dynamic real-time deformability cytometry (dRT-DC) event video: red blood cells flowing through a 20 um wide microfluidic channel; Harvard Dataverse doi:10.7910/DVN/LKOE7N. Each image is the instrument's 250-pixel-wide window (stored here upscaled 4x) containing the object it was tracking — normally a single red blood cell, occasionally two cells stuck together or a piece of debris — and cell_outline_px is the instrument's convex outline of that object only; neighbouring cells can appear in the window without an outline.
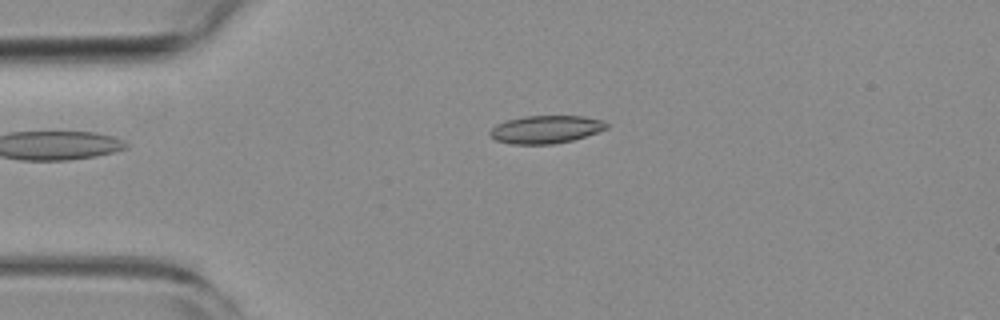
{"species": "common noctule bat (a hibernating species)", "species_latin": "Nyctalus noctula", "temperature_condition": "room temperature", "stored_images_in_passage": 12, "camera_frame_rate_fps": 3000, "um_per_image_px": 0.085, "animal": {"sex": "female", "body_mass_g": 19.3, "forearm_length_mm": 54.1}, "frame": {"image": 1, "passage_image": 1, "time_ms": 0.0, "image_size_px": [1000, 320], "cell_outline_px": [[608, 128], [572, 140], [552, 144], [512, 144], [496, 140], [488, 132], [496, 124], [508, 120], [524, 116], [584, 116], [604, 120], [608, 124]], "centroid_in_image_um": [46.4, 10.99], "position_along_channel_um": 38.6, "area_um2": 18.79}}
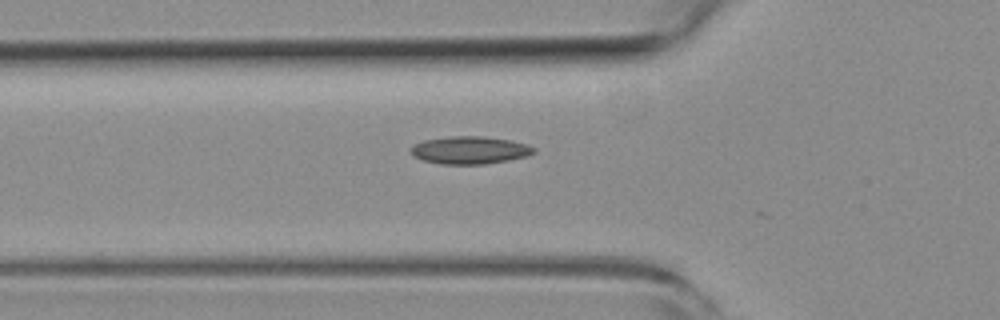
{"frame": {"image": 2, "passage_image": 7, "time_ms": 2.0, "image_size_px": [1000, 320], "cell_outline_px": [[536, 152], [524, 156], [508, 160], [484, 164], [440, 164], [424, 160], [412, 156], [408, 152], [412, 144], [424, 140], [448, 136], [484, 136], [512, 140], [528, 144], [536, 148]], "centroid_in_image_um": [39.9, 12.75], "position_along_channel_um": 85.9, "area_um2": 20.06}}
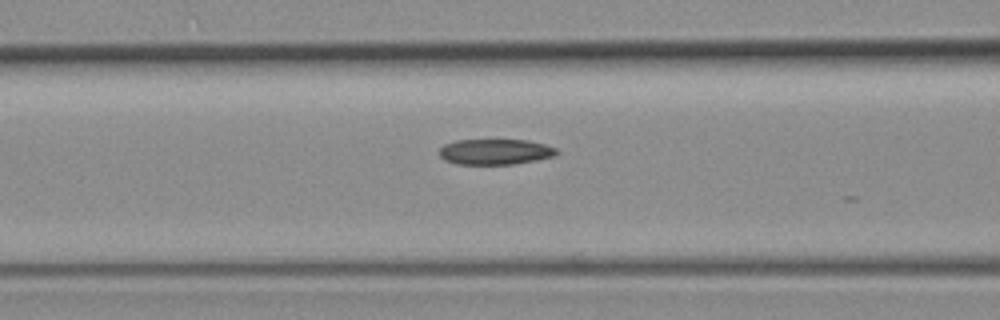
{"frame": {"image": 3, "passage_image": 10, "time_ms": 3.0, "image_size_px": [1000, 320], "cell_outline_px": [[560, 152], [556, 156], [536, 160], [512, 164], [456, 164], [444, 160], [440, 156], [440, 148], [444, 144], [456, 140], [528, 140], [544, 144], [556, 148]], "centroid_in_image_um": [42.11, 12.9], "position_along_channel_um": 124.5, "area_um2": 17.57}}